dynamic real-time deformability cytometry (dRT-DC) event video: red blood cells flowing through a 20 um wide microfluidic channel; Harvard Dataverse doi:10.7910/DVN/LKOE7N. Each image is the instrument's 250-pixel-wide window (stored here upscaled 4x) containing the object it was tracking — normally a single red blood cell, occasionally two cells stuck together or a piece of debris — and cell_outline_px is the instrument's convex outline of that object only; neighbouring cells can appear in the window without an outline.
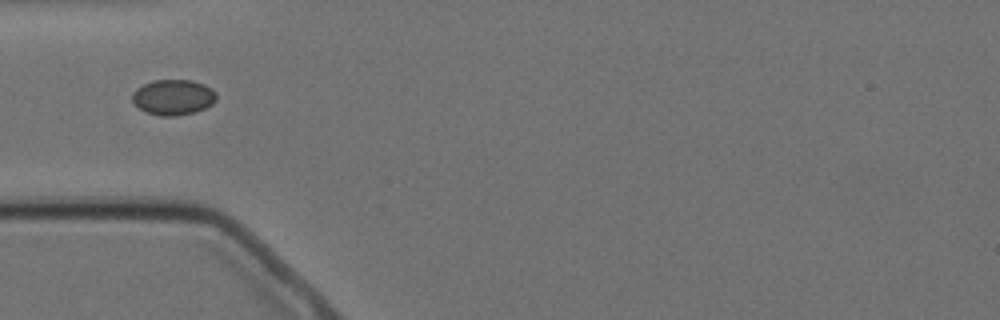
{"species": "Egyptian fruit bat (a non-hibernating species)", "species_latin": "Rousettus aegyptiacus", "temperature_condition": "cold", "stored_images_in_passage": 2, "camera_frame_rate_fps": 3000, "um_per_image_px": 0.085, "animal": {"sex": "female"}, "frame": {"image": 1, "passage_image": 1, "time_ms": 0.0, "image_size_px": [1000, 320], "cell_outline_px": [[216, 100], [212, 104], [196, 112], [176, 116], [160, 116], [144, 112], [132, 100], [132, 92], [136, 88], [152, 80], [192, 80], [204, 84], [212, 88], [216, 92]], "centroid_in_image_um": [14.73, 8.26], "position_along_channel_um": 70.3, "area_um2": 17.57}}
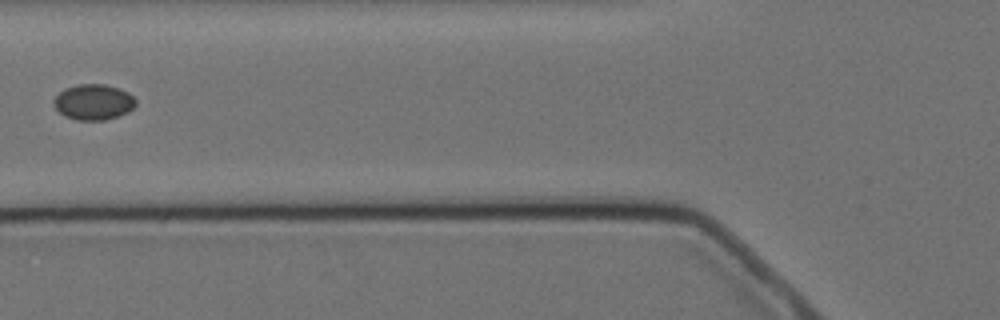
{"frame": {"image": 2, "passage_image": 2, "time_ms": 1.333, "image_size_px": [1000, 320], "cell_outline_px": [[136, 104], [128, 112], [104, 120], [76, 120], [64, 116], [52, 104], [52, 100], [64, 88], [76, 84], [104, 84], [120, 88], [128, 92], [136, 100]], "centroid_in_image_um": [7.92, 8.66], "position_along_channel_um": 117.9, "area_um2": 17.11}}